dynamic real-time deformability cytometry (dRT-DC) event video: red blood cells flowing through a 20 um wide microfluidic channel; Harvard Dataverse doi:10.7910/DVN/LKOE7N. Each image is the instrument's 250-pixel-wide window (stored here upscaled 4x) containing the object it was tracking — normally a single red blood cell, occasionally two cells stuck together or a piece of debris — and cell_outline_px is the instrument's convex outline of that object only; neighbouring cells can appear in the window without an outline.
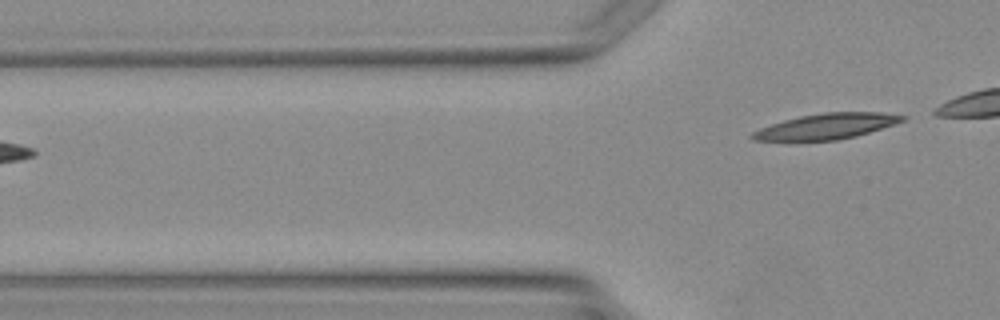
{"species": "Egyptian fruit bat (a non-hibernating species)", "species_latin": "Rousettus aegyptiacus", "temperature_condition": "warm", "stored_images_in_passage": 5, "camera_frame_rate_fps": 3000, "um_per_image_px": 0.085, "animal": {"sex": "female"}, "frame": {"image": 1, "passage_image": 5, "time_ms": 5.0, "image_size_px": [1000, 320], "cell_outline_px": [[908, 116], [904, 120], [896, 124], [856, 136], [836, 140], [752, 140], [748, 136], [752, 132], [760, 128], [784, 120], [800, 116], [824, 112], [880, 112]], "centroid_in_image_um": [70.27, 10.73], "position_along_channel_um": 55.5, "area_um2": 22.25}}